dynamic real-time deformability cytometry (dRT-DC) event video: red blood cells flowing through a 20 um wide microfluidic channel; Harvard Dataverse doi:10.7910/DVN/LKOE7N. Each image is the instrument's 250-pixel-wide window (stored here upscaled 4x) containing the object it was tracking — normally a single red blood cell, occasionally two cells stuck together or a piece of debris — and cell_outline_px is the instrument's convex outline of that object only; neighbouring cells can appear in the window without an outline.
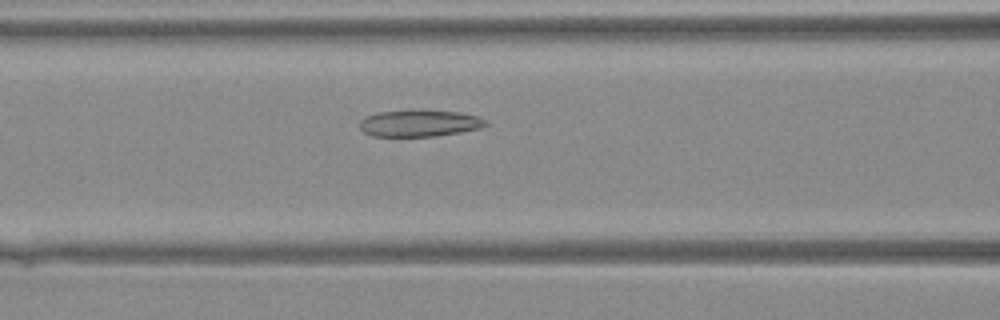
{"species": "Egyptian fruit bat (a non-hibernating species)", "species_latin": "Rousettus aegyptiacus", "temperature_condition": "warm", "stored_images_in_passage": 30, "camera_frame_rate_fps": 3000, "um_per_image_px": 0.085, "animal": {"sex": "female"}, "frame": {"image": 1, "passage_image": 16, "time_ms": 5.0, "image_size_px": [1000, 320], "cell_outline_px": [[488, 124], [480, 128], [460, 132], [432, 136], [372, 136], [364, 132], [360, 128], [360, 120], [376, 112], [460, 112], [476, 116], [488, 120]], "centroid_in_image_um": [35.66, 10.51], "position_along_channel_um": 130.9, "area_um2": 18.84}}
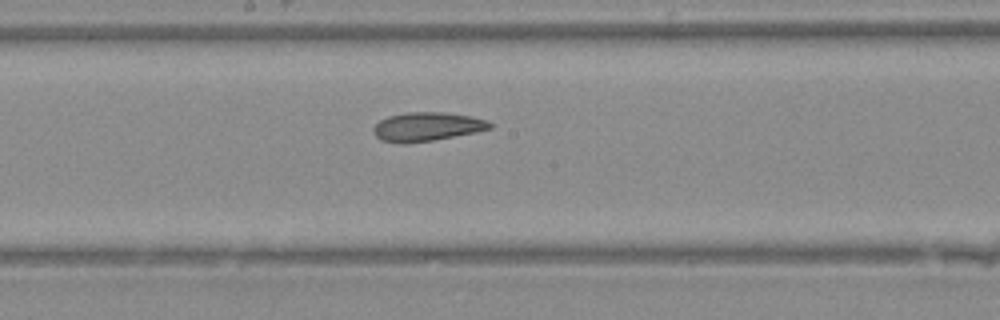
{"frame": {"image": 2, "passage_image": 21, "time_ms": 6.667, "image_size_px": [1000, 320], "cell_outline_px": [[492, 128], [476, 132], [432, 140], [404, 144], [380, 140], [372, 132], [372, 128], [380, 120], [388, 116], [408, 112], [448, 112], [472, 116], [484, 120], [492, 124]], "centroid_in_image_um": [36.26, 10.76], "position_along_channel_um": 211.9, "area_um2": 19.59}}
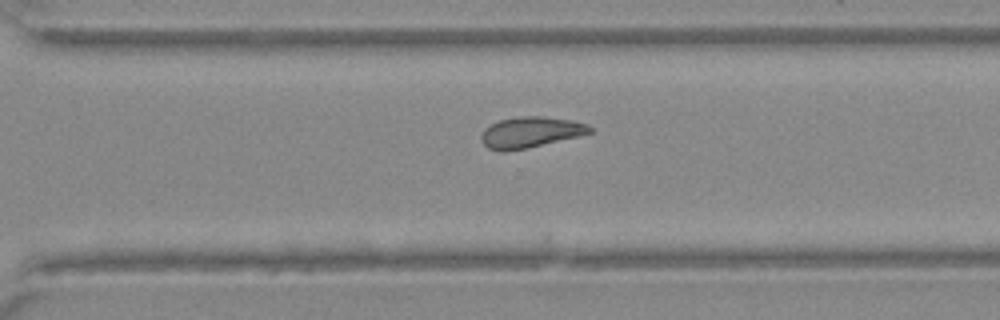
{"frame": {"image": 3, "passage_image": 28, "time_ms": 9.0, "image_size_px": [1000, 320], "cell_outline_px": [[592, 132], [580, 136], [528, 148], [504, 152], [500, 152], [488, 148], [480, 140], [480, 136], [484, 128], [500, 120], [520, 116], [540, 116], [572, 120], [588, 124], [592, 128]], "centroid_in_image_um": [45.08, 11.25], "position_along_channel_um": 325.5, "area_um2": 19.71}}